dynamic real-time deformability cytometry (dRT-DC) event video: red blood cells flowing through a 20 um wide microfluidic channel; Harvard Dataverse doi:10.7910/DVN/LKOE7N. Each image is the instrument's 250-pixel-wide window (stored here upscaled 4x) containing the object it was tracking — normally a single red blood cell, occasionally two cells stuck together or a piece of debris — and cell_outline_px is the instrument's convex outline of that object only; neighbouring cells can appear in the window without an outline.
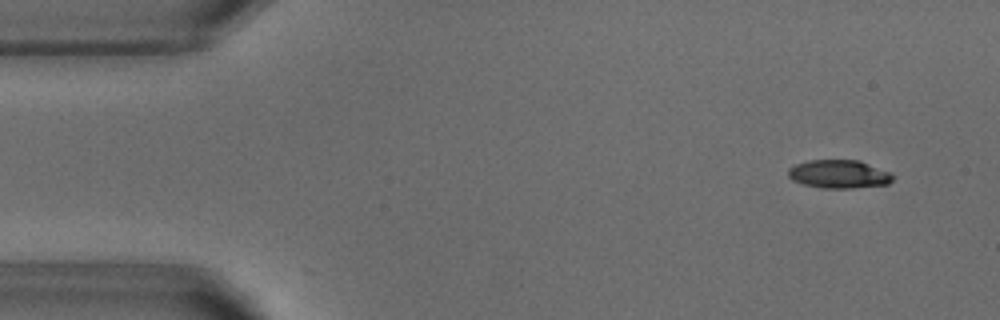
{"species": "common noctule bat (a hibernating species)", "species_latin": "Nyctalus noctula", "temperature_condition": "warm", "stored_images_in_passage": 4, "camera_frame_rate_fps": 3000, "um_per_image_px": 0.085, "animal": {"sex": "male", "body_mass_g": 18.8}, "frame": {"image": 1, "passage_image": 4, "time_ms": 1.0, "image_size_px": [1000, 320], "cell_outline_px": [[892, 180], [888, 184], [852, 188], [824, 188], [804, 184], [792, 180], [788, 176], [788, 168], [796, 164], [808, 160], [860, 160], [888, 172], [892, 176]], "centroid_in_image_um": [71.27, 14.79], "position_along_channel_um": 13.7, "area_um2": 17.11}}